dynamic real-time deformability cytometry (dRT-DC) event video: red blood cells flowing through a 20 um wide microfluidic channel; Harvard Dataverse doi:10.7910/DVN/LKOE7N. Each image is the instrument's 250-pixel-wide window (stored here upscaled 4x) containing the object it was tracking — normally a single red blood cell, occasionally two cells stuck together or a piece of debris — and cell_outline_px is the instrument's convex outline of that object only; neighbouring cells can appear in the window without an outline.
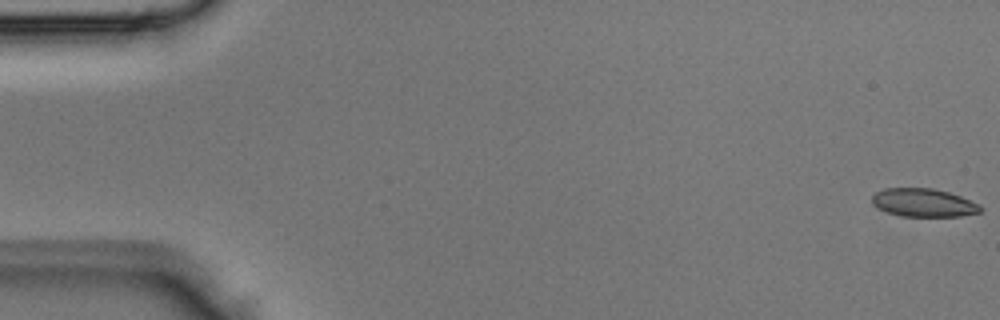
{"species": "Egyptian fruit bat (a non-hibernating species)", "species_latin": "Rousettus aegyptiacus", "temperature_condition": "room temperature", "stored_images_in_passage": 4, "camera_frame_rate_fps": 3000, "um_per_image_px": 0.085, "animal": {"sex": "male"}, "frame": {"image": 1, "passage_image": 1, "time_ms": 0.0, "image_size_px": [1000, 320], "cell_outline_px": [[984, 208], [980, 212], [960, 216], [900, 216], [888, 212], [872, 204], [872, 196], [876, 192], [884, 188], [932, 188], [948, 192], [960, 196], [980, 204]], "centroid_in_image_um": [78.52, 17.22], "position_along_channel_um": 6.5, "area_um2": 17.8}}
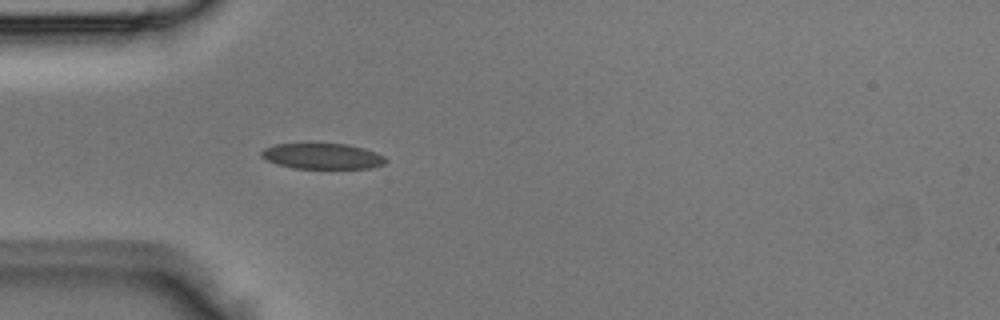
{"frame": {"image": 2, "passage_image": 4, "time_ms": 1.0, "image_size_px": [1000, 320], "cell_outline_px": [[388, 160], [384, 164], [368, 168], [292, 168], [276, 164], [260, 156], [260, 152], [264, 148], [276, 144], [348, 144], [364, 148], [376, 152], [384, 156]], "centroid_in_image_um": [27.4, 13.27], "position_along_channel_um": 57.6, "area_um2": 18.55}}